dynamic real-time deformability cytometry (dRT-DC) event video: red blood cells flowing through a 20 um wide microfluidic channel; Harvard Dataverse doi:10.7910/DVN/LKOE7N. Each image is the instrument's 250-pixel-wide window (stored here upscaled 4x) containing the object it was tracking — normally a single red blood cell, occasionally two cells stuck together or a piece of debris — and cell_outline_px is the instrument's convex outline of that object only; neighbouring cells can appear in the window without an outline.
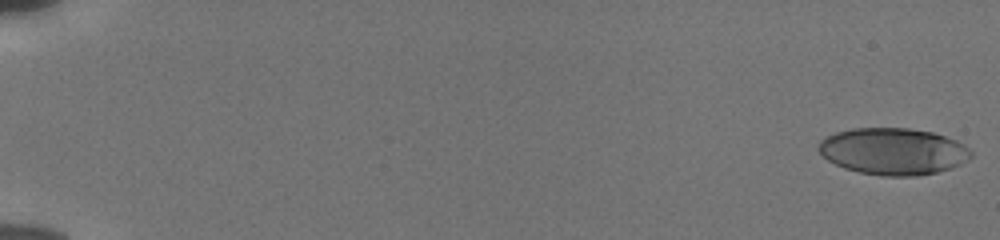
{"species": "human", "species_latin": "Homo sapiens", "temperature_condition": "cold", "stored_images_in_passage": 55, "camera_frame_rate_fps": 3000, "um_per_image_px": 0.085, "donor": {"sex": "male"}, "frame": {"image": 1, "passage_image": 1, "time_ms": 0.0, "image_size_px": [1000, 240], "cell_outline_px": [[972, 156], [968, 160], [952, 168], [936, 172], [916, 176], [880, 176], [860, 172], [844, 168], [828, 160], [820, 152], [820, 140], [836, 132], [852, 128], [908, 128], [932, 132], [956, 140], [964, 144], [972, 152]], "centroid_in_image_um": [75.95, 12.86], "position_along_channel_um": 9.0, "area_um2": 41.44}}
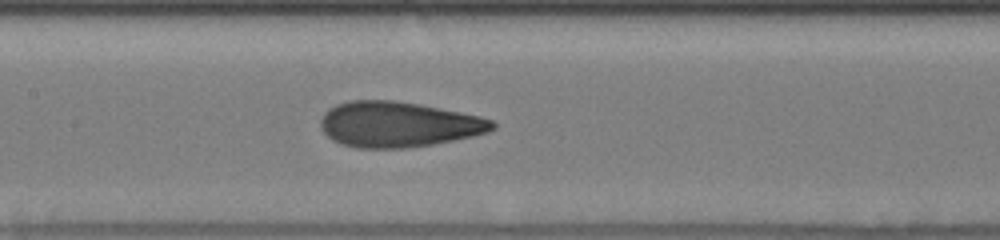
{"frame": {"image": 2, "passage_image": 29, "time_ms": 9.333, "image_size_px": [1000, 240], "cell_outline_px": [[496, 128], [488, 132], [472, 136], [432, 144], [404, 148], [356, 148], [332, 140], [320, 128], [320, 120], [324, 112], [328, 108], [336, 104], [348, 100], [392, 100], [420, 104], [480, 116], [492, 120], [496, 124]], "centroid_in_image_um": [33.83, 10.56], "position_along_channel_um": 173.6, "area_um2": 45.55}}
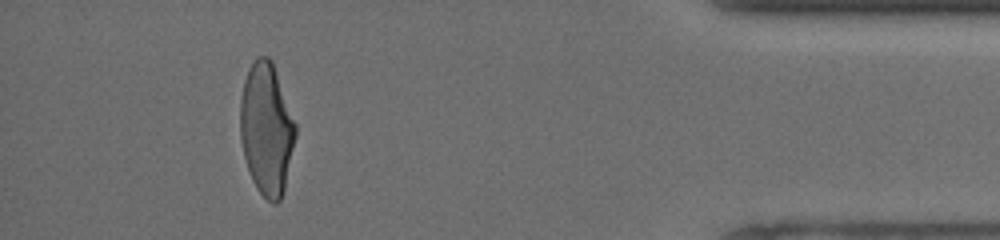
{"frame": {"image": 3, "passage_image": 51, "time_ms": 16.667, "image_size_px": [1000, 240], "cell_outline_px": [[296, 136], [284, 192], [280, 200], [276, 204], [272, 204], [256, 188], [252, 180], [244, 156], [240, 136], [240, 100], [244, 80], [256, 56], [268, 56], [272, 60], [296, 124]], "centroid_in_image_um": [22.66, 10.97], "position_along_channel_um": 412.5, "area_um2": 42.54}, "authors_computed_cell_mechanics": {"area_um2": 43.2344, "velocity_mm_per_s": 3.8588, "shape_relaxation_time_tau1_ms": 5.2215, "shape_relaxation_time_tau2_ms": 1.13, "deformation_change_tau1": 0.1951, "deformation_change_tau2": 0.0921}}